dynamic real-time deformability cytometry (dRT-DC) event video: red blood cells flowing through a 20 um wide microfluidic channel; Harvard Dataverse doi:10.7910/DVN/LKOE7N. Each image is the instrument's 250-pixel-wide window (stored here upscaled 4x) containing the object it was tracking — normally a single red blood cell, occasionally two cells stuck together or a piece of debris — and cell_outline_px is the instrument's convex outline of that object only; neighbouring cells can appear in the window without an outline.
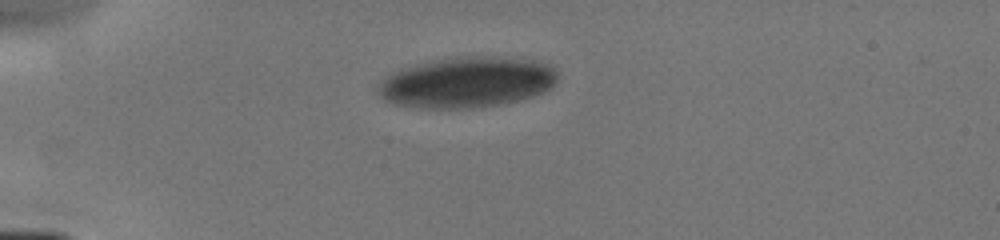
{"species": "human", "species_latin": "Homo sapiens", "temperature_condition": "cold", "stored_images_in_passage": 2, "camera_frame_rate_fps": 3000, "um_per_image_px": 0.085, "donor": {"sex": "male"}, "frame": {"image": 1, "passage_image": 1, "time_ms": 0.0, "image_size_px": [1000, 240], "cell_outline_px": [[556, 80], [548, 88], [524, 100], [500, 104], [472, 108], [420, 108], [396, 104], [384, 100], [380, 96], [380, 84], [392, 72], [400, 68], [416, 64], [436, 60], [460, 56], [492, 56], [524, 60], [548, 64], [556, 72]], "centroid_in_image_um": [39.66, 7.0], "position_along_channel_um": 45.3, "area_um2": 52.42}}